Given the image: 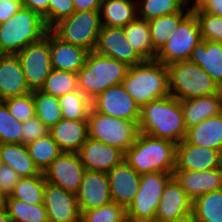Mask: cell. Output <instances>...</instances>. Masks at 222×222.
Here are the masks:
<instances>
[{
	"label": "cell",
	"mask_w": 222,
	"mask_h": 222,
	"mask_svg": "<svg viewBox=\"0 0 222 222\" xmlns=\"http://www.w3.org/2000/svg\"><path fill=\"white\" fill-rule=\"evenodd\" d=\"M49 48L52 68L78 73L84 66L89 51L61 41L49 30Z\"/></svg>",
	"instance_id": "cell-23"
},
{
	"label": "cell",
	"mask_w": 222,
	"mask_h": 222,
	"mask_svg": "<svg viewBox=\"0 0 222 222\" xmlns=\"http://www.w3.org/2000/svg\"><path fill=\"white\" fill-rule=\"evenodd\" d=\"M20 178L16 171L9 165L3 164L0 166V189L6 196H9L13 192Z\"/></svg>",
	"instance_id": "cell-46"
},
{
	"label": "cell",
	"mask_w": 222,
	"mask_h": 222,
	"mask_svg": "<svg viewBox=\"0 0 222 222\" xmlns=\"http://www.w3.org/2000/svg\"><path fill=\"white\" fill-rule=\"evenodd\" d=\"M192 12L191 2L181 11L164 15L148 21L151 41L153 44V59L167 43L172 32H175L180 23Z\"/></svg>",
	"instance_id": "cell-28"
},
{
	"label": "cell",
	"mask_w": 222,
	"mask_h": 222,
	"mask_svg": "<svg viewBox=\"0 0 222 222\" xmlns=\"http://www.w3.org/2000/svg\"><path fill=\"white\" fill-rule=\"evenodd\" d=\"M76 198L80 212L96 209L111 202L107 173L85 170Z\"/></svg>",
	"instance_id": "cell-17"
},
{
	"label": "cell",
	"mask_w": 222,
	"mask_h": 222,
	"mask_svg": "<svg viewBox=\"0 0 222 222\" xmlns=\"http://www.w3.org/2000/svg\"><path fill=\"white\" fill-rule=\"evenodd\" d=\"M124 160L139 175L173 173L176 168V144L139 132L134 144L124 153Z\"/></svg>",
	"instance_id": "cell-2"
},
{
	"label": "cell",
	"mask_w": 222,
	"mask_h": 222,
	"mask_svg": "<svg viewBox=\"0 0 222 222\" xmlns=\"http://www.w3.org/2000/svg\"><path fill=\"white\" fill-rule=\"evenodd\" d=\"M17 56L29 90H40L53 69L50 60L49 31L39 41L23 48Z\"/></svg>",
	"instance_id": "cell-11"
},
{
	"label": "cell",
	"mask_w": 222,
	"mask_h": 222,
	"mask_svg": "<svg viewBox=\"0 0 222 222\" xmlns=\"http://www.w3.org/2000/svg\"><path fill=\"white\" fill-rule=\"evenodd\" d=\"M22 123L9 111L7 105L0 101V144L21 143Z\"/></svg>",
	"instance_id": "cell-42"
},
{
	"label": "cell",
	"mask_w": 222,
	"mask_h": 222,
	"mask_svg": "<svg viewBox=\"0 0 222 222\" xmlns=\"http://www.w3.org/2000/svg\"><path fill=\"white\" fill-rule=\"evenodd\" d=\"M46 180L44 174L22 177L15 185L10 196L32 205L44 204Z\"/></svg>",
	"instance_id": "cell-35"
},
{
	"label": "cell",
	"mask_w": 222,
	"mask_h": 222,
	"mask_svg": "<svg viewBox=\"0 0 222 222\" xmlns=\"http://www.w3.org/2000/svg\"><path fill=\"white\" fill-rule=\"evenodd\" d=\"M186 129L222 113V90L219 93L180 100Z\"/></svg>",
	"instance_id": "cell-25"
},
{
	"label": "cell",
	"mask_w": 222,
	"mask_h": 222,
	"mask_svg": "<svg viewBox=\"0 0 222 222\" xmlns=\"http://www.w3.org/2000/svg\"><path fill=\"white\" fill-rule=\"evenodd\" d=\"M192 211V201L172 177L165 185L159 201L155 222H169Z\"/></svg>",
	"instance_id": "cell-22"
},
{
	"label": "cell",
	"mask_w": 222,
	"mask_h": 222,
	"mask_svg": "<svg viewBox=\"0 0 222 222\" xmlns=\"http://www.w3.org/2000/svg\"><path fill=\"white\" fill-rule=\"evenodd\" d=\"M32 92L35 116H37L50 129L62 119L58 97L44 93L41 90Z\"/></svg>",
	"instance_id": "cell-38"
},
{
	"label": "cell",
	"mask_w": 222,
	"mask_h": 222,
	"mask_svg": "<svg viewBox=\"0 0 222 222\" xmlns=\"http://www.w3.org/2000/svg\"><path fill=\"white\" fill-rule=\"evenodd\" d=\"M30 92L17 54H0V101Z\"/></svg>",
	"instance_id": "cell-21"
},
{
	"label": "cell",
	"mask_w": 222,
	"mask_h": 222,
	"mask_svg": "<svg viewBox=\"0 0 222 222\" xmlns=\"http://www.w3.org/2000/svg\"><path fill=\"white\" fill-rule=\"evenodd\" d=\"M78 155L86 170L108 173L124 160V152L106 143L87 138Z\"/></svg>",
	"instance_id": "cell-18"
},
{
	"label": "cell",
	"mask_w": 222,
	"mask_h": 222,
	"mask_svg": "<svg viewBox=\"0 0 222 222\" xmlns=\"http://www.w3.org/2000/svg\"><path fill=\"white\" fill-rule=\"evenodd\" d=\"M122 29L132 48L144 60H152L153 44L148 21L136 18Z\"/></svg>",
	"instance_id": "cell-31"
},
{
	"label": "cell",
	"mask_w": 222,
	"mask_h": 222,
	"mask_svg": "<svg viewBox=\"0 0 222 222\" xmlns=\"http://www.w3.org/2000/svg\"><path fill=\"white\" fill-rule=\"evenodd\" d=\"M202 11L222 16V0H192Z\"/></svg>",
	"instance_id": "cell-49"
},
{
	"label": "cell",
	"mask_w": 222,
	"mask_h": 222,
	"mask_svg": "<svg viewBox=\"0 0 222 222\" xmlns=\"http://www.w3.org/2000/svg\"><path fill=\"white\" fill-rule=\"evenodd\" d=\"M81 222H128L127 210L111 201L99 208L81 212Z\"/></svg>",
	"instance_id": "cell-41"
},
{
	"label": "cell",
	"mask_w": 222,
	"mask_h": 222,
	"mask_svg": "<svg viewBox=\"0 0 222 222\" xmlns=\"http://www.w3.org/2000/svg\"><path fill=\"white\" fill-rule=\"evenodd\" d=\"M87 121L89 138L117 147L124 153L134 144L139 133L134 121L102 114L93 107Z\"/></svg>",
	"instance_id": "cell-8"
},
{
	"label": "cell",
	"mask_w": 222,
	"mask_h": 222,
	"mask_svg": "<svg viewBox=\"0 0 222 222\" xmlns=\"http://www.w3.org/2000/svg\"><path fill=\"white\" fill-rule=\"evenodd\" d=\"M26 147L28 154L41 173L62 153L59 145L49 133L45 137L38 138L35 142L26 145Z\"/></svg>",
	"instance_id": "cell-36"
},
{
	"label": "cell",
	"mask_w": 222,
	"mask_h": 222,
	"mask_svg": "<svg viewBox=\"0 0 222 222\" xmlns=\"http://www.w3.org/2000/svg\"><path fill=\"white\" fill-rule=\"evenodd\" d=\"M191 8L198 21L201 39L222 42V16L202 11L193 1Z\"/></svg>",
	"instance_id": "cell-40"
},
{
	"label": "cell",
	"mask_w": 222,
	"mask_h": 222,
	"mask_svg": "<svg viewBox=\"0 0 222 222\" xmlns=\"http://www.w3.org/2000/svg\"><path fill=\"white\" fill-rule=\"evenodd\" d=\"M139 132L178 144L186 137L180 101L171 95L150 101L140 108Z\"/></svg>",
	"instance_id": "cell-1"
},
{
	"label": "cell",
	"mask_w": 222,
	"mask_h": 222,
	"mask_svg": "<svg viewBox=\"0 0 222 222\" xmlns=\"http://www.w3.org/2000/svg\"><path fill=\"white\" fill-rule=\"evenodd\" d=\"M21 8L22 1L0 0V23L10 19Z\"/></svg>",
	"instance_id": "cell-47"
},
{
	"label": "cell",
	"mask_w": 222,
	"mask_h": 222,
	"mask_svg": "<svg viewBox=\"0 0 222 222\" xmlns=\"http://www.w3.org/2000/svg\"><path fill=\"white\" fill-rule=\"evenodd\" d=\"M102 24L99 10L75 11L50 31L61 41L95 51Z\"/></svg>",
	"instance_id": "cell-7"
},
{
	"label": "cell",
	"mask_w": 222,
	"mask_h": 222,
	"mask_svg": "<svg viewBox=\"0 0 222 222\" xmlns=\"http://www.w3.org/2000/svg\"><path fill=\"white\" fill-rule=\"evenodd\" d=\"M0 222H10L5 204L0 205Z\"/></svg>",
	"instance_id": "cell-52"
},
{
	"label": "cell",
	"mask_w": 222,
	"mask_h": 222,
	"mask_svg": "<svg viewBox=\"0 0 222 222\" xmlns=\"http://www.w3.org/2000/svg\"><path fill=\"white\" fill-rule=\"evenodd\" d=\"M172 173L154 172L140 176L138 193L127 210L128 222H155L163 190Z\"/></svg>",
	"instance_id": "cell-9"
},
{
	"label": "cell",
	"mask_w": 222,
	"mask_h": 222,
	"mask_svg": "<svg viewBox=\"0 0 222 222\" xmlns=\"http://www.w3.org/2000/svg\"><path fill=\"white\" fill-rule=\"evenodd\" d=\"M192 0H137V18L149 21L181 12Z\"/></svg>",
	"instance_id": "cell-34"
},
{
	"label": "cell",
	"mask_w": 222,
	"mask_h": 222,
	"mask_svg": "<svg viewBox=\"0 0 222 222\" xmlns=\"http://www.w3.org/2000/svg\"><path fill=\"white\" fill-rule=\"evenodd\" d=\"M48 4L49 0H22V6L39 14L48 28Z\"/></svg>",
	"instance_id": "cell-48"
},
{
	"label": "cell",
	"mask_w": 222,
	"mask_h": 222,
	"mask_svg": "<svg viewBox=\"0 0 222 222\" xmlns=\"http://www.w3.org/2000/svg\"><path fill=\"white\" fill-rule=\"evenodd\" d=\"M189 61L199 65L222 89V42L201 40Z\"/></svg>",
	"instance_id": "cell-26"
},
{
	"label": "cell",
	"mask_w": 222,
	"mask_h": 222,
	"mask_svg": "<svg viewBox=\"0 0 222 222\" xmlns=\"http://www.w3.org/2000/svg\"><path fill=\"white\" fill-rule=\"evenodd\" d=\"M130 66L91 51L77 73L78 89L91 101L109 87L122 84Z\"/></svg>",
	"instance_id": "cell-4"
},
{
	"label": "cell",
	"mask_w": 222,
	"mask_h": 222,
	"mask_svg": "<svg viewBox=\"0 0 222 222\" xmlns=\"http://www.w3.org/2000/svg\"><path fill=\"white\" fill-rule=\"evenodd\" d=\"M92 107L105 115L134 121L140 118V107L126 92L122 84L109 87L92 100Z\"/></svg>",
	"instance_id": "cell-13"
},
{
	"label": "cell",
	"mask_w": 222,
	"mask_h": 222,
	"mask_svg": "<svg viewBox=\"0 0 222 222\" xmlns=\"http://www.w3.org/2000/svg\"><path fill=\"white\" fill-rule=\"evenodd\" d=\"M5 206L10 222H49L44 204H28L9 195Z\"/></svg>",
	"instance_id": "cell-33"
},
{
	"label": "cell",
	"mask_w": 222,
	"mask_h": 222,
	"mask_svg": "<svg viewBox=\"0 0 222 222\" xmlns=\"http://www.w3.org/2000/svg\"><path fill=\"white\" fill-rule=\"evenodd\" d=\"M75 12L73 0H49L48 29Z\"/></svg>",
	"instance_id": "cell-44"
},
{
	"label": "cell",
	"mask_w": 222,
	"mask_h": 222,
	"mask_svg": "<svg viewBox=\"0 0 222 222\" xmlns=\"http://www.w3.org/2000/svg\"><path fill=\"white\" fill-rule=\"evenodd\" d=\"M169 222H197V219L194 215V212L190 211L187 214L177 217L176 219Z\"/></svg>",
	"instance_id": "cell-51"
},
{
	"label": "cell",
	"mask_w": 222,
	"mask_h": 222,
	"mask_svg": "<svg viewBox=\"0 0 222 222\" xmlns=\"http://www.w3.org/2000/svg\"><path fill=\"white\" fill-rule=\"evenodd\" d=\"M40 90L55 97H61L69 92L78 90L77 74L52 69Z\"/></svg>",
	"instance_id": "cell-39"
},
{
	"label": "cell",
	"mask_w": 222,
	"mask_h": 222,
	"mask_svg": "<svg viewBox=\"0 0 222 222\" xmlns=\"http://www.w3.org/2000/svg\"><path fill=\"white\" fill-rule=\"evenodd\" d=\"M48 31L39 14L22 6L10 19L0 23V54H17Z\"/></svg>",
	"instance_id": "cell-5"
},
{
	"label": "cell",
	"mask_w": 222,
	"mask_h": 222,
	"mask_svg": "<svg viewBox=\"0 0 222 222\" xmlns=\"http://www.w3.org/2000/svg\"><path fill=\"white\" fill-rule=\"evenodd\" d=\"M170 95L180 100L209 96L222 89L199 66L189 60L167 65Z\"/></svg>",
	"instance_id": "cell-6"
},
{
	"label": "cell",
	"mask_w": 222,
	"mask_h": 222,
	"mask_svg": "<svg viewBox=\"0 0 222 222\" xmlns=\"http://www.w3.org/2000/svg\"><path fill=\"white\" fill-rule=\"evenodd\" d=\"M85 170L78 153L62 152L43 174L46 182L76 194Z\"/></svg>",
	"instance_id": "cell-12"
},
{
	"label": "cell",
	"mask_w": 222,
	"mask_h": 222,
	"mask_svg": "<svg viewBox=\"0 0 222 222\" xmlns=\"http://www.w3.org/2000/svg\"><path fill=\"white\" fill-rule=\"evenodd\" d=\"M10 113L21 123L35 116L33 92L3 101Z\"/></svg>",
	"instance_id": "cell-43"
},
{
	"label": "cell",
	"mask_w": 222,
	"mask_h": 222,
	"mask_svg": "<svg viewBox=\"0 0 222 222\" xmlns=\"http://www.w3.org/2000/svg\"><path fill=\"white\" fill-rule=\"evenodd\" d=\"M6 201V195L0 189V205H4Z\"/></svg>",
	"instance_id": "cell-53"
},
{
	"label": "cell",
	"mask_w": 222,
	"mask_h": 222,
	"mask_svg": "<svg viewBox=\"0 0 222 222\" xmlns=\"http://www.w3.org/2000/svg\"><path fill=\"white\" fill-rule=\"evenodd\" d=\"M21 144L28 145L38 138L45 137L49 128L37 117L34 116L22 123Z\"/></svg>",
	"instance_id": "cell-45"
},
{
	"label": "cell",
	"mask_w": 222,
	"mask_h": 222,
	"mask_svg": "<svg viewBox=\"0 0 222 222\" xmlns=\"http://www.w3.org/2000/svg\"><path fill=\"white\" fill-rule=\"evenodd\" d=\"M222 166V153L216 149L194 145L185 139L176 144L174 170L205 171Z\"/></svg>",
	"instance_id": "cell-16"
},
{
	"label": "cell",
	"mask_w": 222,
	"mask_h": 222,
	"mask_svg": "<svg viewBox=\"0 0 222 222\" xmlns=\"http://www.w3.org/2000/svg\"><path fill=\"white\" fill-rule=\"evenodd\" d=\"M1 155L3 163L12 167L21 178L41 174L28 154L26 145L1 144Z\"/></svg>",
	"instance_id": "cell-30"
},
{
	"label": "cell",
	"mask_w": 222,
	"mask_h": 222,
	"mask_svg": "<svg viewBox=\"0 0 222 222\" xmlns=\"http://www.w3.org/2000/svg\"><path fill=\"white\" fill-rule=\"evenodd\" d=\"M64 119L88 120L92 101L79 89L58 97Z\"/></svg>",
	"instance_id": "cell-37"
},
{
	"label": "cell",
	"mask_w": 222,
	"mask_h": 222,
	"mask_svg": "<svg viewBox=\"0 0 222 222\" xmlns=\"http://www.w3.org/2000/svg\"><path fill=\"white\" fill-rule=\"evenodd\" d=\"M103 0H73L75 11L99 10Z\"/></svg>",
	"instance_id": "cell-50"
},
{
	"label": "cell",
	"mask_w": 222,
	"mask_h": 222,
	"mask_svg": "<svg viewBox=\"0 0 222 222\" xmlns=\"http://www.w3.org/2000/svg\"><path fill=\"white\" fill-rule=\"evenodd\" d=\"M197 222H222V189L208 192L192 202Z\"/></svg>",
	"instance_id": "cell-32"
},
{
	"label": "cell",
	"mask_w": 222,
	"mask_h": 222,
	"mask_svg": "<svg viewBox=\"0 0 222 222\" xmlns=\"http://www.w3.org/2000/svg\"><path fill=\"white\" fill-rule=\"evenodd\" d=\"M185 140L222 153V113L187 129Z\"/></svg>",
	"instance_id": "cell-27"
},
{
	"label": "cell",
	"mask_w": 222,
	"mask_h": 222,
	"mask_svg": "<svg viewBox=\"0 0 222 222\" xmlns=\"http://www.w3.org/2000/svg\"><path fill=\"white\" fill-rule=\"evenodd\" d=\"M44 206L49 222H80L76 194L48 182L45 185Z\"/></svg>",
	"instance_id": "cell-15"
},
{
	"label": "cell",
	"mask_w": 222,
	"mask_h": 222,
	"mask_svg": "<svg viewBox=\"0 0 222 222\" xmlns=\"http://www.w3.org/2000/svg\"><path fill=\"white\" fill-rule=\"evenodd\" d=\"M95 51L101 55L134 66L144 59L132 48L123 29L119 27L102 26L98 36Z\"/></svg>",
	"instance_id": "cell-14"
},
{
	"label": "cell",
	"mask_w": 222,
	"mask_h": 222,
	"mask_svg": "<svg viewBox=\"0 0 222 222\" xmlns=\"http://www.w3.org/2000/svg\"><path fill=\"white\" fill-rule=\"evenodd\" d=\"M122 85L140 108L166 97L170 95L167 65L152 59L130 66Z\"/></svg>",
	"instance_id": "cell-3"
},
{
	"label": "cell",
	"mask_w": 222,
	"mask_h": 222,
	"mask_svg": "<svg viewBox=\"0 0 222 222\" xmlns=\"http://www.w3.org/2000/svg\"><path fill=\"white\" fill-rule=\"evenodd\" d=\"M3 159H2V155H1V144H0V166L3 165Z\"/></svg>",
	"instance_id": "cell-54"
},
{
	"label": "cell",
	"mask_w": 222,
	"mask_h": 222,
	"mask_svg": "<svg viewBox=\"0 0 222 222\" xmlns=\"http://www.w3.org/2000/svg\"><path fill=\"white\" fill-rule=\"evenodd\" d=\"M172 177L192 202L205 193L222 189V166L205 171L174 170Z\"/></svg>",
	"instance_id": "cell-19"
},
{
	"label": "cell",
	"mask_w": 222,
	"mask_h": 222,
	"mask_svg": "<svg viewBox=\"0 0 222 222\" xmlns=\"http://www.w3.org/2000/svg\"><path fill=\"white\" fill-rule=\"evenodd\" d=\"M49 134L62 152L78 153L88 138V121L62 118L49 129Z\"/></svg>",
	"instance_id": "cell-24"
},
{
	"label": "cell",
	"mask_w": 222,
	"mask_h": 222,
	"mask_svg": "<svg viewBox=\"0 0 222 222\" xmlns=\"http://www.w3.org/2000/svg\"><path fill=\"white\" fill-rule=\"evenodd\" d=\"M198 21L191 12L172 32L167 43L157 53L155 60L169 65L174 62L189 60L192 50L201 41Z\"/></svg>",
	"instance_id": "cell-10"
},
{
	"label": "cell",
	"mask_w": 222,
	"mask_h": 222,
	"mask_svg": "<svg viewBox=\"0 0 222 222\" xmlns=\"http://www.w3.org/2000/svg\"><path fill=\"white\" fill-rule=\"evenodd\" d=\"M99 12L102 26L122 28L137 18V2L103 0Z\"/></svg>",
	"instance_id": "cell-29"
},
{
	"label": "cell",
	"mask_w": 222,
	"mask_h": 222,
	"mask_svg": "<svg viewBox=\"0 0 222 222\" xmlns=\"http://www.w3.org/2000/svg\"><path fill=\"white\" fill-rule=\"evenodd\" d=\"M112 201L126 209L139 190L140 176L125 160L108 173Z\"/></svg>",
	"instance_id": "cell-20"
}]
</instances>
